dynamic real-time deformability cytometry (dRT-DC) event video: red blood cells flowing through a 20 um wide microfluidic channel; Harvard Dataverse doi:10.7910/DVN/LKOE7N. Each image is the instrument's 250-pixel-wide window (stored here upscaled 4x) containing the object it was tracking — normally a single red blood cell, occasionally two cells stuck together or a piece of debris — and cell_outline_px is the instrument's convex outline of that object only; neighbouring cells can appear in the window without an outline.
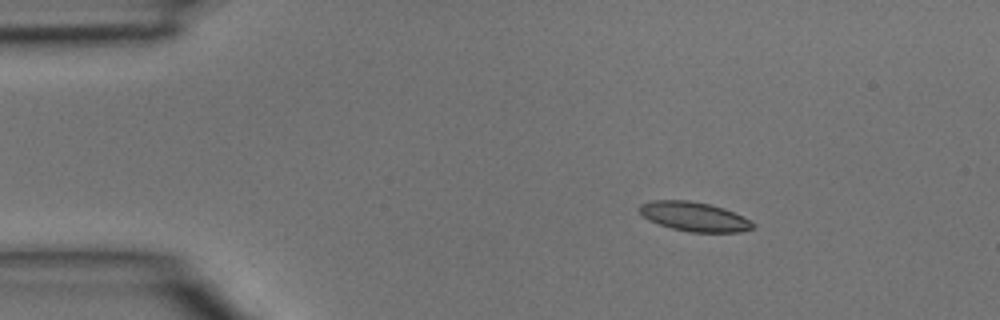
{"species": "common noctule bat (a hibernating species)", "species_latin": "Nyctalus noctula", "temperature_condition": "room temperature", "stored_images_in_passage": 5, "camera_frame_rate_fps": 3000, "um_per_image_px": 0.085, "animal": {"sex": "male", "body_mass_g": 15.6}, "frame": {"image": 1, "passage_image": 2, "time_ms": 0.333, "image_size_px": [1000, 320], "cell_outline_px": [[756, 228], [740, 232], [688, 232], [672, 228], [648, 220], [640, 212], [640, 204], [652, 200], [692, 200], [724, 208], [744, 216], [752, 220], [756, 224]], "centroid_in_image_um": [59.07, 18.41], "position_along_channel_um": 25.9, "area_um2": 19.54}}
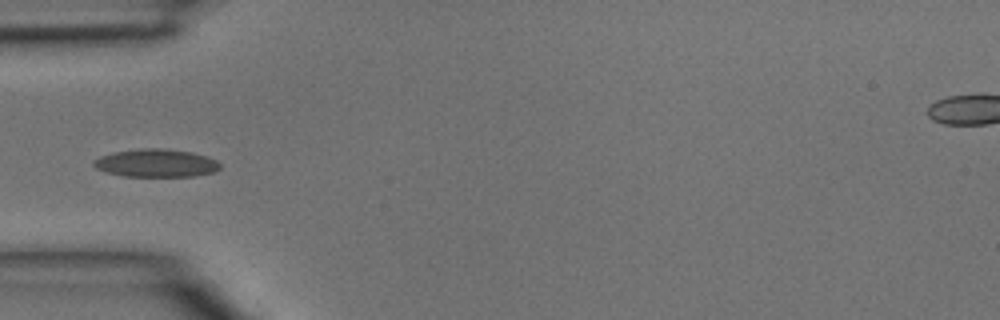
{"frame": {"image": 2, "passage_image": 4, "time_ms": 1.0, "image_size_px": [1000, 320], "cell_outline_px": [[220, 168], [216, 172], [196, 176], [124, 176], [104, 172], [96, 168], [92, 164], [92, 160], [100, 156], [116, 152], [144, 148], [160, 148], [192, 152], [208, 156], [216, 160], [220, 164]], "centroid_in_image_um": [13.28, 13.87], "position_along_channel_um": 71.7, "area_um2": 20.69}}